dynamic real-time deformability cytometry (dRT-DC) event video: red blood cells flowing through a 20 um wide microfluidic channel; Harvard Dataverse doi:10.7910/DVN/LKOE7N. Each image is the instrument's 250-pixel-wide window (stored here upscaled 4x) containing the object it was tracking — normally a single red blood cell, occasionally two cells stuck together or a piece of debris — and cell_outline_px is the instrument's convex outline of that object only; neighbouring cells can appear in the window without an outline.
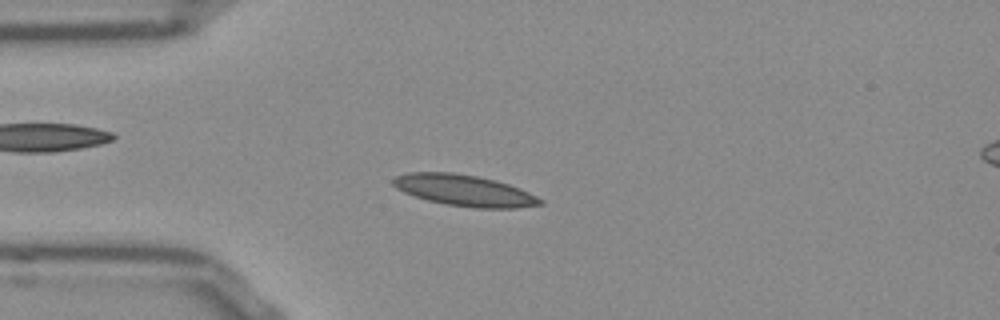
{"species": "Egyptian fruit bat (a non-hibernating species)", "species_latin": "Rousettus aegyptiacus", "temperature_condition": "room temperature", "stored_images_in_passage": 39, "camera_frame_rate_fps": 3000, "um_per_image_px": 0.085, "frame": {"image": 1, "passage_image": 11, "time_ms": 3.333, "image_size_px": [1000, 320], "cell_outline_px": [[544, 204], [516, 208], [476, 208], [444, 204], [428, 200], [404, 192], [396, 188], [392, 184], [392, 180], [396, 176], [408, 172], [452, 172], [476, 176], [496, 180], [508, 184], [528, 192], [544, 200]], "centroid_in_image_um": [39.47, 16.19], "position_along_channel_um": 45.5, "area_um2": 26.7}}
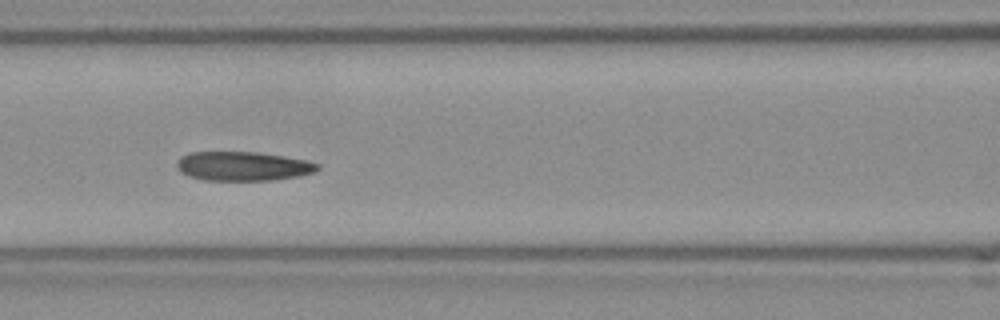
{"frame": {"image": 2, "passage_image": 20, "time_ms": 6.333, "image_size_px": [1000, 320], "cell_outline_px": [[320, 168], [312, 172], [300, 176], [272, 180], [204, 180], [192, 176], [184, 172], [176, 164], [180, 156], [188, 152], [256, 152], [284, 156], [308, 160], [320, 164]], "centroid_in_image_um": [20.7, 14.11], "position_along_channel_um": 145.9, "area_um2": 23.76}}
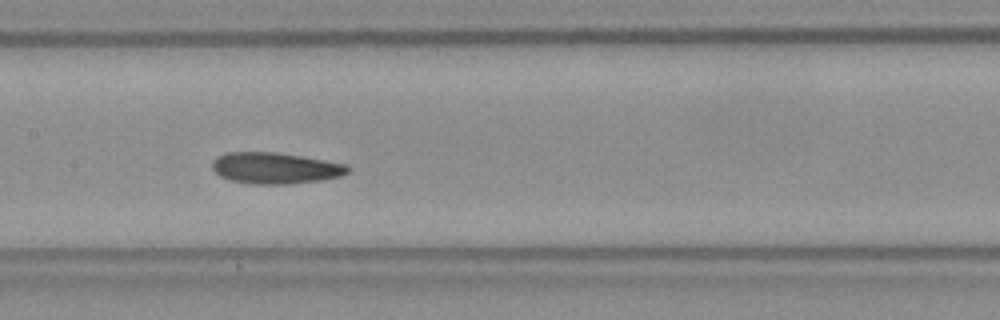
{"frame": {"image": 3, "passage_image": 23, "time_ms": 7.333, "image_size_px": [1000, 320], "cell_outline_px": [[352, 168], [348, 172], [340, 176], [320, 180], [288, 184], [252, 184], [228, 180], [220, 176], [212, 168], [212, 160], [216, 156], [228, 152], [276, 152], [348, 164]], "centroid_in_image_um": [23.38, 14.29], "position_along_channel_um": 184.0, "area_um2": 24.8}, "authors_computed_cell_mechanics": {"area_um2": 24.3916, "velocity_mm_per_s": 3.8112, "shape_relaxation_time_tau1_ms": null, "shape_relaxation_time_tau2_ms": 3.023, "deformation_change_tau1": null, "deformation_change_tau2": 0.0838}}